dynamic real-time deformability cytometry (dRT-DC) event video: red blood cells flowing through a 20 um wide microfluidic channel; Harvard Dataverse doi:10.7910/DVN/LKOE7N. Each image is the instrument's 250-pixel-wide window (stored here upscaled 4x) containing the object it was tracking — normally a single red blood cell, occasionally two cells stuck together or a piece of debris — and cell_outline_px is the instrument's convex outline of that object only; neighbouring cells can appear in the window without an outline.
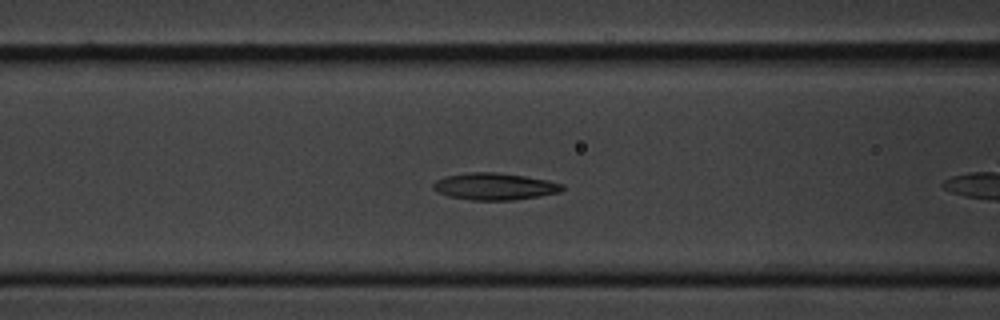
{"species": "common noctule bat (a hibernating species)", "species_latin": "Nyctalus noctula", "temperature_condition": "cold", "stored_images_in_passage": 36, "camera_frame_rate_fps": 3000, "um_per_image_px": 0.085, "animal": {"sex": "male", "body_mass_g": 20.1, "forearm_length_mm": 53.5}, "frame": {"image": 1, "passage_image": 9, "time_ms": 2.667, "image_size_px": [1000, 320], "cell_outline_px": [[564, 188], [560, 192], [540, 196], [512, 200], [472, 200], [448, 196], [436, 192], [432, 188], [432, 184], [436, 180], [444, 176], [468, 172], [496, 172], [524, 176], [548, 180], [564, 184]], "centroid_in_image_um": [42.01, 15.84], "position_along_channel_um": 124.6, "area_um2": 20.4}}
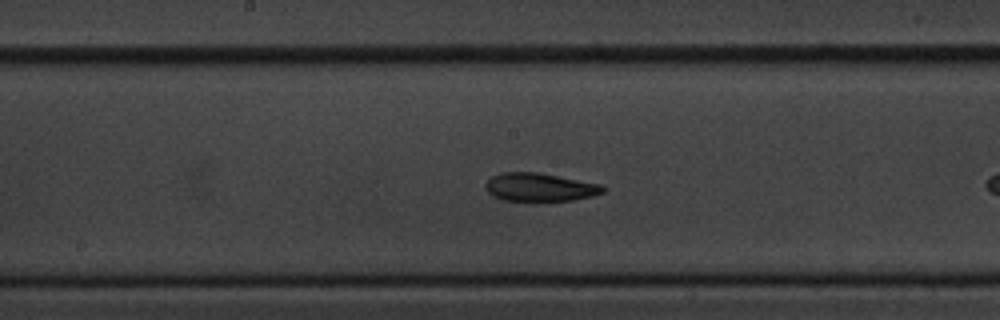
{"frame": {"image": 2, "passage_image": 16, "time_ms": 5.0, "image_size_px": [1000, 320], "cell_outline_px": [[604, 192], [592, 196], [572, 200], [532, 204], [504, 200], [492, 196], [484, 188], [484, 184], [492, 176], [500, 172], [540, 172], [600, 184], [604, 188]], "centroid_in_image_um": [45.82, 15.95], "position_along_channel_um": 202.4, "area_um2": 20.23}}
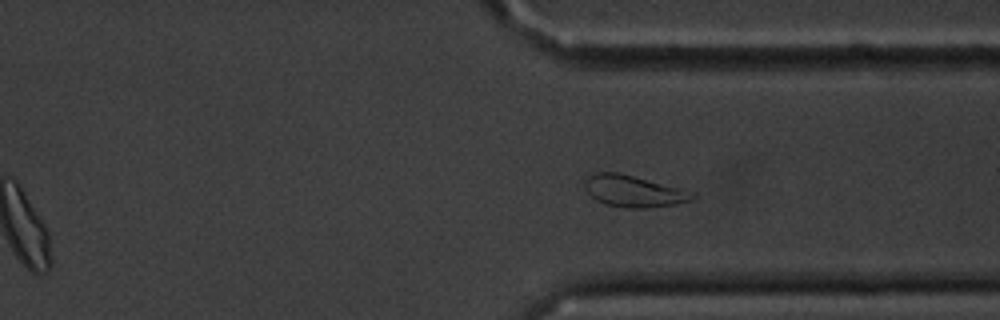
{"frame": {"image": 3, "passage_image": 30, "time_ms": 9.667, "image_size_px": [1000, 320], "cell_outline_px": [[700, 196], [692, 200], [672, 204], [648, 208], [624, 208], [604, 204], [596, 200], [584, 188], [584, 180], [588, 176], [596, 172], [616, 172], [696, 192]], "centroid_in_image_um": [53.86, 16.26], "position_along_channel_um": 357.5, "area_um2": 19.83}, "authors_computed_cell_mechanics": {"area_um2": 19.7676, "velocity_mm_per_s": 3.323, "shape_relaxation_time_tau1_ms": 2.5174, "shape_relaxation_time_tau2_ms": 4.5698, "deformation_change_tau1": 0.0757, "deformation_change_tau2": 0.1033}}